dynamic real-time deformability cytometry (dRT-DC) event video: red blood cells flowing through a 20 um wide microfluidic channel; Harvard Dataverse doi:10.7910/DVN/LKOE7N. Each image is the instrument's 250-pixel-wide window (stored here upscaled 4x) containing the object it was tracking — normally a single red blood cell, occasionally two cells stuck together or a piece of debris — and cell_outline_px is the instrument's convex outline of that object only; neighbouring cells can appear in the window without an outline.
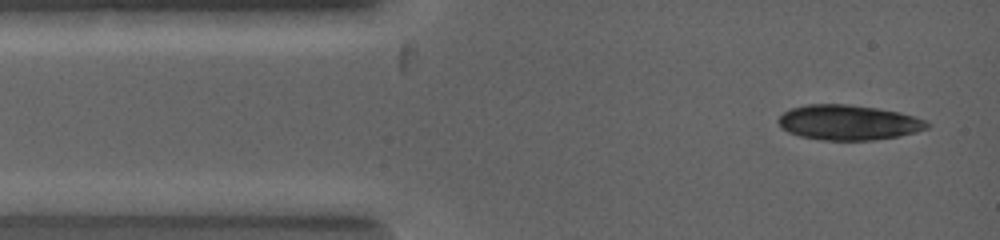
{"species": "common noctule bat (a hibernating species)", "species_latin": "Nyctalus noctula", "temperature_condition": "warm", "stored_images_in_passage": 2, "camera_frame_rate_fps": 5000, "um_per_image_px": 0.085, "animal": {"sex": "female", "body_mass_g": 19.0, "forearm_length_mm": 53.3}, "frame": {"image": 1, "passage_image": 1, "time_ms": 0.0, "image_size_px": [1000, 240], "cell_outline_px": [[932, 124], [928, 128], [916, 132], [900, 136], [872, 140], [820, 140], [800, 136], [788, 132], [780, 128], [776, 120], [784, 112], [792, 108], [808, 104], [848, 104], [876, 108], [900, 112], [928, 120]], "centroid_in_image_um": [72.13, 10.41], "position_along_channel_um": 12.9, "area_um2": 30.69}}